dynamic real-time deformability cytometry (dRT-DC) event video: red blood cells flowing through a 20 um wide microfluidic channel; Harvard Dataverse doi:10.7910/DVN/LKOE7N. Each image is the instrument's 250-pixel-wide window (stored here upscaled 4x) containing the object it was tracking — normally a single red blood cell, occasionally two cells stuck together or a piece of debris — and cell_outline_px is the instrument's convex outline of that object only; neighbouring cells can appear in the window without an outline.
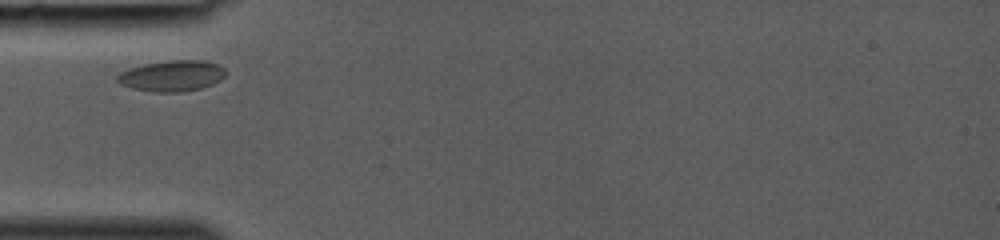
{"species": "common noctule bat (a hibernating species)", "species_latin": "Nyctalus noctula", "temperature_condition": "room temperature", "stored_images_in_passage": 23, "camera_frame_rate_fps": 3000, "um_per_image_px": 0.085, "animal": {"sex": "female", "body_mass_g": 19.0, "forearm_length_mm": 53.3}, "frame": {"image": 1, "passage_image": 1, "time_ms": 0.0, "image_size_px": [1000, 240], "cell_outline_px": [[224, 76], [220, 80], [212, 84], [200, 88], [180, 92], [152, 92], [132, 88], [120, 84], [116, 80], [116, 76], [120, 72], [128, 68], [144, 64], [172, 60], [204, 60], [216, 64], [224, 68]], "centroid_in_image_um": [14.57, 6.45], "position_along_channel_um": 70.4, "area_um2": 19.48}}
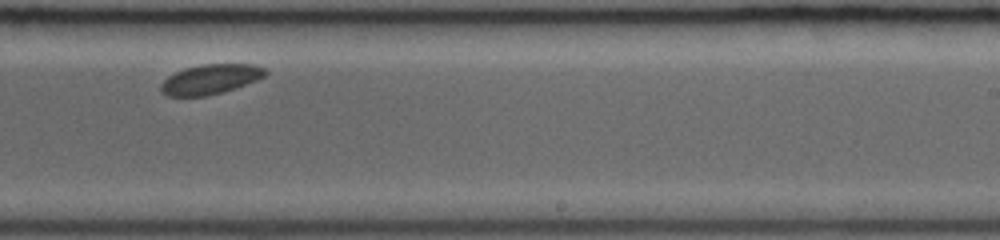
{"frame": {"image": 2, "passage_image": 14, "time_ms": 4.333, "image_size_px": [1000, 240], "cell_outline_px": [[268, 72], [264, 76], [256, 80], [236, 88], [204, 96], [168, 96], [160, 92], [160, 84], [168, 76], [184, 68], [204, 64], [256, 64], [264, 68]], "centroid_in_image_um": [17.87, 6.73], "position_along_channel_um": 271.1, "area_um2": 18.09}}
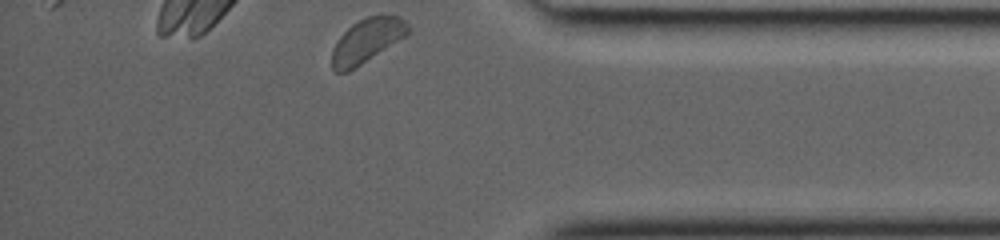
{"frame": {"image": 3, "passage_image": 23, "time_ms": 7.333, "image_size_px": [1000, 240], "cell_outline_px": [[408, 32], [404, 36], [348, 72], [336, 72], [332, 68], [332, 48], [336, 40], [352, 24], [368, 16], [400, 16], [408, 24]], "centroid_in_image_um": [31.13, 3.46], "position_along_channel_um": 404.1, "area_um2": 18.96}}